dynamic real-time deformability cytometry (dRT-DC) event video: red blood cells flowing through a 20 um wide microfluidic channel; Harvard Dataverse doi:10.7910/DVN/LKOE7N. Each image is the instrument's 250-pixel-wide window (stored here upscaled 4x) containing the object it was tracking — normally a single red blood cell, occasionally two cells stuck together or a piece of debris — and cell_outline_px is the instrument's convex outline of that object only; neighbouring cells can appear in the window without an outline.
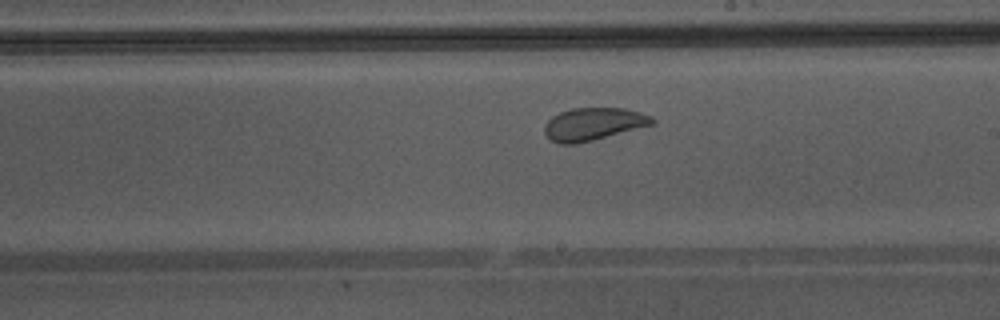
{"species": "Egyptian fruit bat (a non-hibernating species)", "species_latin": "Rousettus aegyptiacus", "temperature_condition": "warm", "stored_images_in_passage": 35, "camera_frame_rate_fps": 3000, "um_per_image_px": 0.085, "animal": {"sex": "male"}, "frame": {"image": 1, "passage_image": 16, "time_ms": 5.0, "image_size_px": [1000, 320], "cell_outline_px": [[656, 124], [576, 144], [560, 144], [548, 140], [544, 132], [544, 124], [552, 116], [560, 112], [572, 108], [624, 108], [640, 112], [652, 116], [656, 120]], "centroid_in_image_um": [50.43, 10.55], "position_along_channel_um": 238.6, "area_um2": 20.69}, "authors_computed_cell_mechanics": {"area_um2": 22.3686, "velocity_mm_per_s": 4.315, "shape_relaxation_time_tau1_ms": 5.0704, "shape_relaxation_time_tau2_ms": null, "deformation_change_tau1": 0.0692, "deformation_change_tau2": null}}